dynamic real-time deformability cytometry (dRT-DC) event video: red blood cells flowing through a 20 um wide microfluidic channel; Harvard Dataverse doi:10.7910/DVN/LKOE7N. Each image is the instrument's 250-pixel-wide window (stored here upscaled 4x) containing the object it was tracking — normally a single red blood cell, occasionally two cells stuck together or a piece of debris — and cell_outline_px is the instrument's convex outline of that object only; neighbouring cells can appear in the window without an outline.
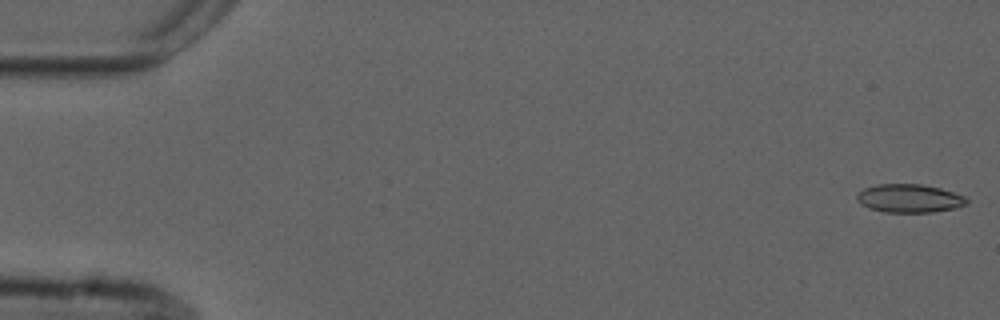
{"species": "common noctule bat (a hibernating species)", "species_latin": "Nyctalus noctula", "temperature_condition": "cold", "stored_images_in_passage": 10, "camera_frame_rate_fps": 3000, "um_per_image_px": 0.085, "animal": {"sex": "male", "forearm_length_mm": 52.5}, "frame": {"image": 1, "passage_image": 1, "time_ms": 0.0, "image_size_px": [1000, 320], "cell_outline_px": [[968, 204], [956, 208], [932, 212], [884, 212], [868, 208], [860, 204], [856, 200], [856, 192], [864, 188], [876, 184], [920, 184], [940, 188], [964, 196], [968, 200]], "centroid_in_image_um": [77.25, 16.86], "position_along_channel_um": 7.7, "area_um2": 18.32}}